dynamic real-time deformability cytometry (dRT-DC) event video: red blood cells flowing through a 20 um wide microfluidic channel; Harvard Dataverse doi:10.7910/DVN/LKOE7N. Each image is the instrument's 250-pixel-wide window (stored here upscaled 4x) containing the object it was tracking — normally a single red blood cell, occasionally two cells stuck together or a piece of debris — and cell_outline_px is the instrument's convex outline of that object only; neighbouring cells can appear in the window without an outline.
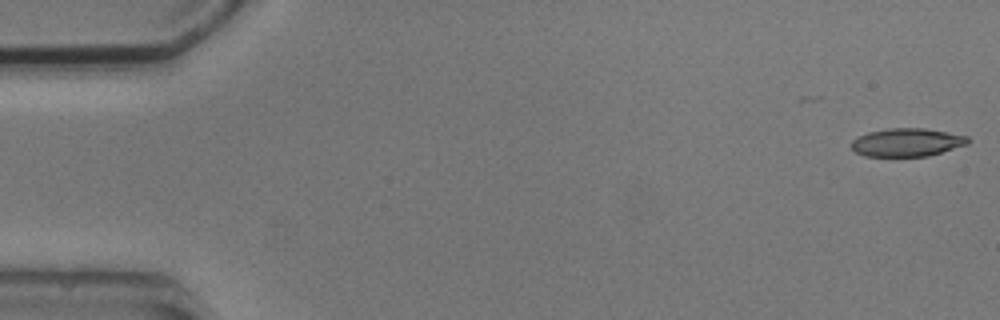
{"species": "common noctule bat (a hibernating species)", "species_latin": "Nyctalus noctula", "temperature_condition": "cold", "stored_images_in_passage": 5, "camera_frame_rate_fps": 3000, "um_per_image_px": 0.085, "animal": {"sex": "male", "body_mass_g": 20.5, "forearm_length_mm": 52.5}, "frame": {"image": 1, "passage_image": 1, "time_ms": 0.0, "image_size_px": [1000, 320], "cell_outline_px": [[968, 144], [928, 156], [864, 156], [856, 152], [852, 148], [852, 140], [868, 132], [888, 128], [924, 128], [968, 136]], "centroid_in_image_um": [77.08, 12.1], "position_along_channel_um": 7.9, "area_um2": 18.96}}
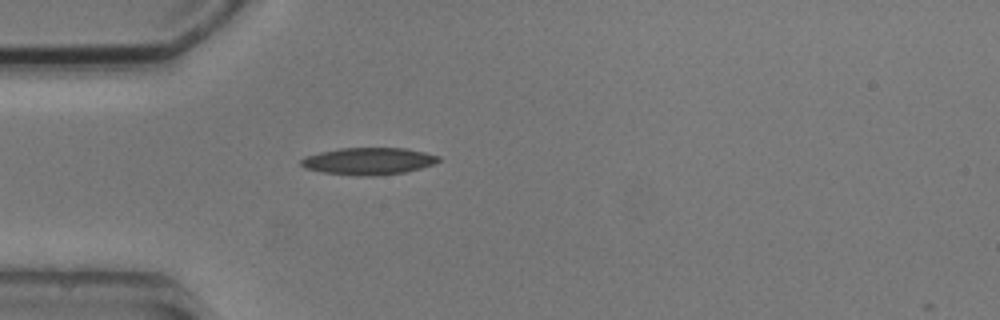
{"frame": {"image": 2, "passage_image": 4, "time_ms": 4.667, "image_size_px": [1000, 320], "cell_outline_px": [[444, 160], [420, 168], [404, 172], [376, 176], [356, 176], [324, 172], [304, 168], [300, 164], [300, 160], [308, 156], [320, 152], [340, 148], [404, 148], [424, 152], [440, 156]], "centroid_in_image_um": [31.35, 13.7], "position_along_channel_um": 53.7, "area_um2": 21.68}}